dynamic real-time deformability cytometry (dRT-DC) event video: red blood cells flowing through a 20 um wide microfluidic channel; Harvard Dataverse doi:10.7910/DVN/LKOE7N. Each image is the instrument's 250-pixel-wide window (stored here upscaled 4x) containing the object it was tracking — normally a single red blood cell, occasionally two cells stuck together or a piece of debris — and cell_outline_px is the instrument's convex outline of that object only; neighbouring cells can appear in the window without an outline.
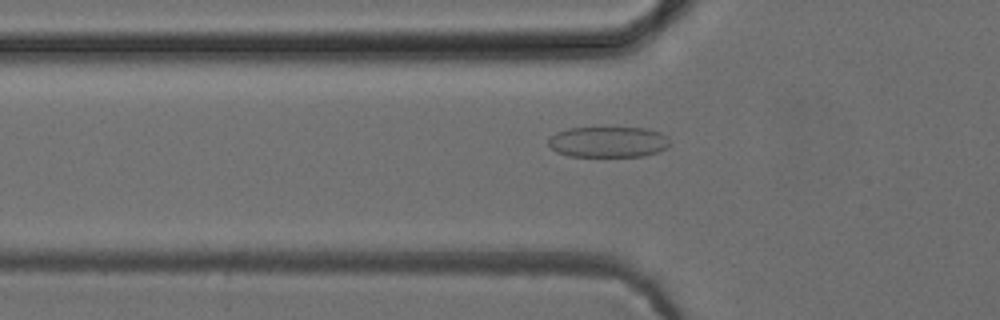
{"species": "common noctule bat (a hibernating species)", "species_latin": "Nyctalus noctula", "temperature_condition": "cold", "stored_images_in_passage": 46, "camera_frame_rate_fps": 3000, "um_per_image_px": 0.085, "animal": {"sex": "female", "body_mass_g": 24.6, "forearm_length_mm": 56.2}, "frame": {"image": 1, "passage_image": 12, "time_ms": 3.667, "image_size_px": [1000, 320], "cell_outline_px": [[668, 148], [644, 156], [568, 156], [556, 152], [548, 144], [548, 140], [556, 132], [568, 128], [648, 128], [660, 132], [668, 136]], "centroid_in_image_um": [51.7, 12.06], "position_along_channel_um": 74.1, "area_um2": 21.79}}
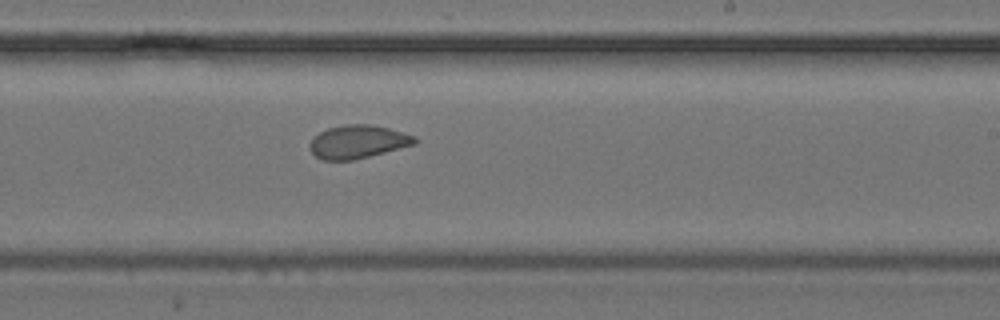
{"frame": {"image": 2, "passage_image": 26, "time_ms": 8.333, "image_size_px": [1000, 320], "cell_outline_px": [[420, 140], [416, 144], [352, 160], [324, 160], [316, 156], [312, 152], [308, 144], [320, 132], [328, 128], [348, 124], [372, 124], [388, 128], [416, 136]], "centroid_in_image_um": [30.45, 12.04], "position_along_channel_um": 258.5, "area_um2": 20.17}}
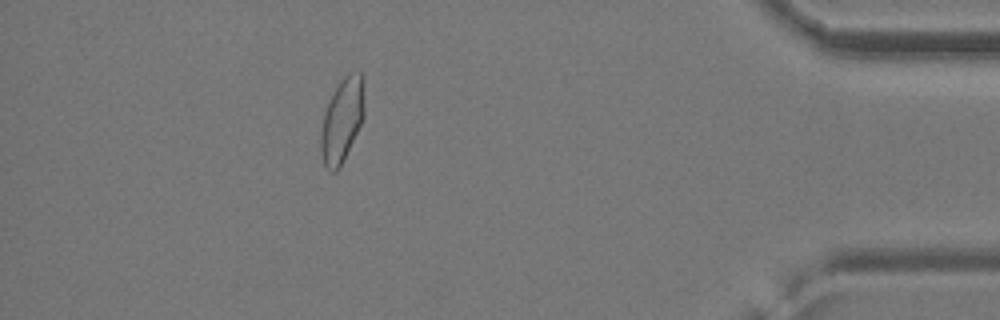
{"frame": {"image": 3, "passage_image": 41, "time_ms": 13.333, "image_size_px": [1000, 320], "cell_outline_px": [[364, 116], [340, 168], [336, 172], [328, 172], [324, 164], [320, 152], [320, 132], [324, 112], [340, 80], [348, 72], [360, 72], [364, 108]], "centroid_in_image_um": [29.03, 10.28], "position_along_channel_um": 406.2, "area_um2": 21.04}, "authors_computed_cell_mechanics": {"area_um2": 20.8658, "velocity_mm_per_s": 3.9381, "shape_relaxation_time_tau1_ms": 3.3329, "shape_relaxation_time_tau2_ms": 1.1381, "deformation_change_tau1": 0.0925, "deformation_change_tau2": 0.0616}}